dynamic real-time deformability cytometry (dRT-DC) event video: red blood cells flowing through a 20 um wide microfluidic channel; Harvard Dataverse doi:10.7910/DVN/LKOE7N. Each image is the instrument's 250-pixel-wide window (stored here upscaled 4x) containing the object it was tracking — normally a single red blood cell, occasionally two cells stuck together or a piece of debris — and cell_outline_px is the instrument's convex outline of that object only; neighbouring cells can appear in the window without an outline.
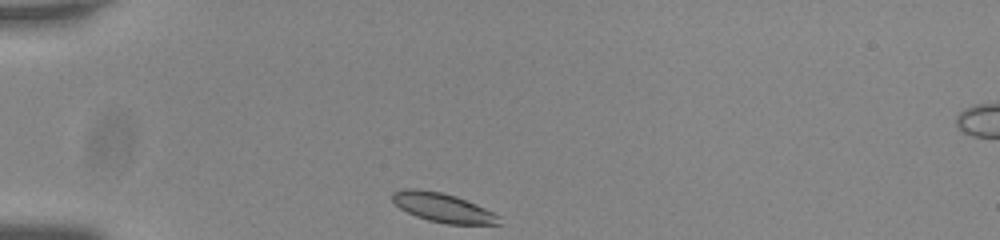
{"species": "common noctule bat (a hibernating species)", "species_latin": "Nyctalus noctula", "temperature_condition": "room temperature", "stored_images_in_passage": 34, "camera_frame_rate_fps": 3000, "um_per_image_px": 0.085, "animal": {"sex": "male", "body_mass_g": 20.0, "forearm_length_mm": 53.3}, "frame": {"image": 1, "passage_image": 1, "time_ms": 0.0, "image_size_px": [1000, 240], "cell_outline_px": [[500, 224], [448, 224], [428, 220], [416, 216], [400, 208], [392, 200], [392, 192], [404, 188], [416, 188], [440, 192], [456, 196], [476, 204], [500, 216]], "centroid_in_image_um": [37.62, 17.64], "position_along_channel_um": 47.4, "area_um2": 17.98}}
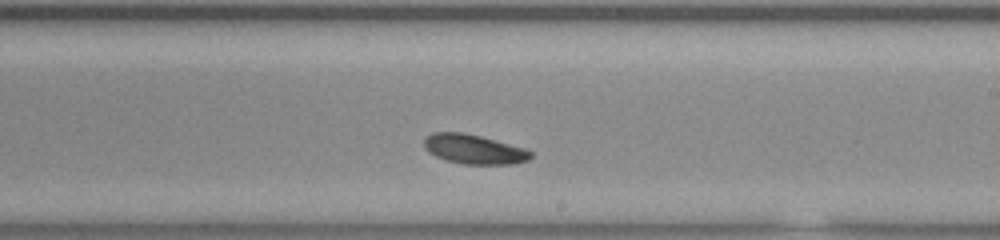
{"frame": {"image": 2, "passage_image": 20, "time_ms": 6.333, "image_size_px": [1000, 240], "cell_outline_px": [[532, 156], [528, 160], [512, 164], [464, 164], [448, 160], [436, 156], [428, 152], [424, 148], [424, 140], [432, 132], [460, 132], [480, 136], [524, 148], [532, 152]], "centroid_in_image_um": [40.27, 12.68], "position_along_channel_um": 248.7, "area_um2": 18.09}}
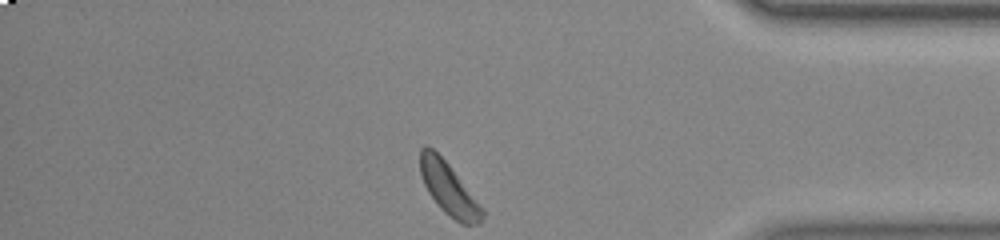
{"frame": {"image": 3, "passage_image": 34, "time_ms": 11.0, "image_size_px": [1000, 240], "cell_outline_px": [[484, 216], [480, 224], [460, 224], [444, 212], [440, 208], [428, 192], [424, 184], [420, 172], [420, 148], [424, 144], [432, 148], [448, 164], [484, 208]], "centroid_in_image_um": [38.15, 16.06], "position_along_channel_um": 397.1, "area_um2": 18.84}, "authors_computed_cell_mechanics": {"area_um2": 18.5249, "velocity_mm_per_s": 3.6528, "shape_relaxation_time_tau1_ms": 1.6318, "shape_relaxation_time_tau2_ms": null, "deformation_change_tau1": 0.047, "deformation_change_tau2": null}}